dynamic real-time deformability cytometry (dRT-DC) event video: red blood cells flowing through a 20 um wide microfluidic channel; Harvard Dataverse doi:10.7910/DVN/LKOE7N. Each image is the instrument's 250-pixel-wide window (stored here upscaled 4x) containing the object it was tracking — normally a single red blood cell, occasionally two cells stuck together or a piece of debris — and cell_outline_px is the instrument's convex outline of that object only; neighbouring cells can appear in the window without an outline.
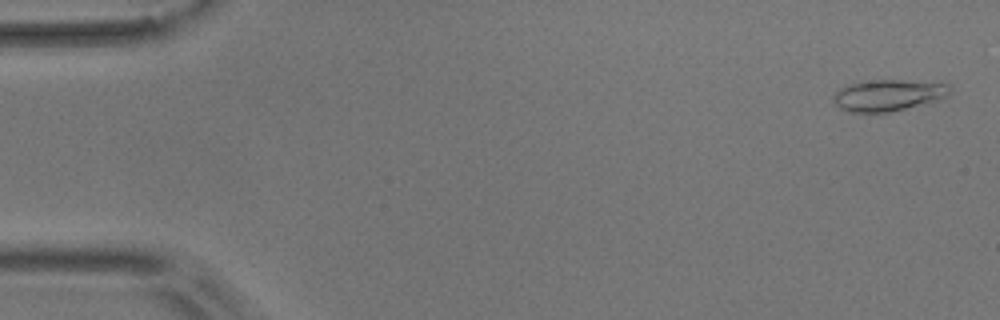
{"species": "common noctule bat (a hibernating species)", "species_latin": "Nyctalus noctula", "temperature_condition": "room temperature", "stored_images_in_passage": 5, "camera_frame_rate_fps": 3000, "um_per_image_px": 0.085, "animal": {"sex": "male", "body_mass_g": 17.9}, "frame": {"image": 1, "passage_image": 1, "time_ms": 0.0, "image_size_px": [1000, 320], "cell_outline_px": [[952, 88], [944, 96], [936, 100], [888, 112], [848, 112], [840, 108], [836, 104], [832, 96], [840, 88], [852, 84], [876, 80], [900, 80], [948, 84]], "centroid_in_image_um": [75.45, 8.1], "position_along_channel_um": 9.6, "area_um2": 20.63}}